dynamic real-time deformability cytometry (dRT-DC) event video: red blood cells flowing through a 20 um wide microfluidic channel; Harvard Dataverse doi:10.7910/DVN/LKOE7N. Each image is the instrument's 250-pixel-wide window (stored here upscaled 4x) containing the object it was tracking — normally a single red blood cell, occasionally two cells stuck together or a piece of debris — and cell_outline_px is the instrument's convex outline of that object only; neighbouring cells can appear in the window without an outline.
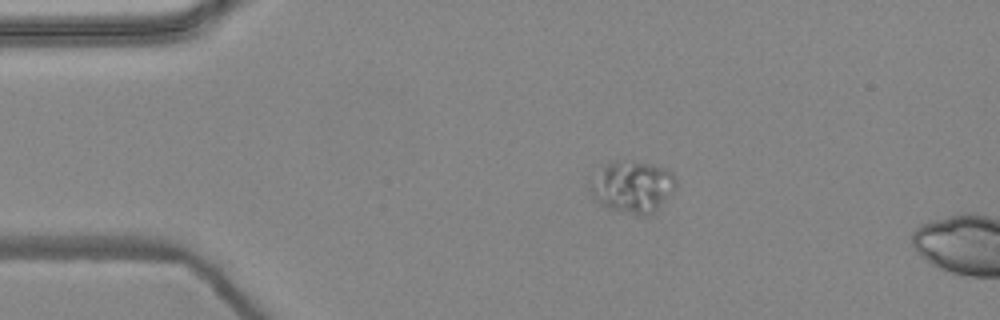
{"species": "common noctule bat (a hibernating species)", "species_latin": "Nyctalus noctula", "temperature_condition": "warm", "stored_images_in_passage": 2, "camera_frame_rate_fps": 3000, "um_per_image_px": 0.085, "animal": {"sex": "female", "body_mass_g": 24.6, "forearm_length_mm": 56.2}, "frame": {"image": 1, "passage_image": 1, "time_ms": 0.0, "image_size_px": [1000, 320], "cell_outline_px": [[676, 188], [648, 216], [644, 216], [616, 212], [600, 204], [596, 200], [588, 188], [588, 184], [604, 164], [648, 164], [664, 168], [672, 172], [676, 180]], "centroid_in_image_um": [53.73, 15.94], "position_along_channel_um": 31.3, "area_um2": 25.14}}